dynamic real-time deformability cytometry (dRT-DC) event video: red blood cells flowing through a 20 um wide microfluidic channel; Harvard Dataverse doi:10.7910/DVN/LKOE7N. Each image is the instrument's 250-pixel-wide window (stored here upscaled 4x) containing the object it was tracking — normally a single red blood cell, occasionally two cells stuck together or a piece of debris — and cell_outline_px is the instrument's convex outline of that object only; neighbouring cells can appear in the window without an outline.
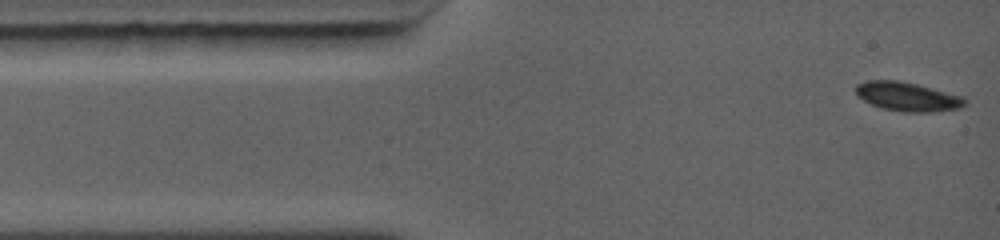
{"species": "common noctule bat (a hibernating species)", "species_latin": "Nyctalus noctula", "temperature_condition": "warm", "stored_images_in_passage": 20, "camera_frame_rate_fps": 5000, "um_per_image_px": 0.085, "animal": {"sex": "female", "body_mass_g": 19.0, "forearm_length_mm": 56.7}, "frame": {"image": 1, "passage_image": 1, "time_ms": 0.0, "image_size_px": [1000, 240], "cell_outline_px": [[964, 104], [960, 108], [932, 112], [904, 112], [880, 108], [856, 96], [856, 84], [864, 80], [900, 80], [964, 96]], "centroid_in_image_um": [77.09, 8.21], "position_along_channel_um": 7.9, "area_um2": 18.5}}
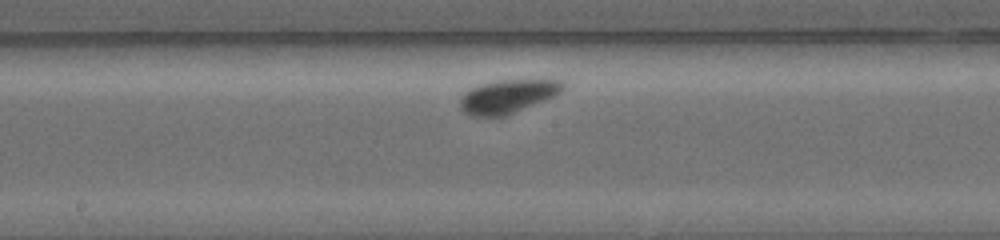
{"frame": {"image": 2, "passage_image": 12, "time_ms": 6.6, "image_size_px": [1000, 240], "cell_outline_px": [[568, 88], [556, 96], [508, 116], [468, 116], [460, 108], [460, 96], [468, 88], [480, 84], [496, 80], [548, 76], [564, 80], [568, 84]], "centroid_in_image_um": [43.31, 8.12], "position_along_channel_um": 204.9, "area_um2": 21.79}}
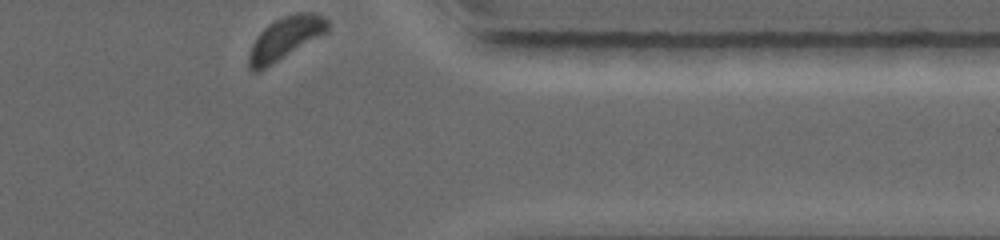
{"frame": {"image": 3, "passage_image": 20, "time_ms": 11.6, "image_size_px": [1000, 240], "cell_outline_px": [[328, 32], [264, 68], [256, 72], [252, 72], [248, 68], [248, 56], [252, 44], [256, 36], [268, 24], [284, 16], [296, 12], [312, 12], [324, 16], [328, 20]], "centroid_in_image_um": [24.25, 3.23], "position_along_channel_um": 387.2, "area_um2": 19.42}, "authors_computed_cell_mechanics": {"area_um2": 20.2011, "velocity_mm_per_s": 3.8368, "shape_relaxation_time_tau1_ms": 1.0783, "shape_relaxation_time_tau2_ms": null, "deformation_change_tau1": 0.1596, "deformation_change_tau2": null}}